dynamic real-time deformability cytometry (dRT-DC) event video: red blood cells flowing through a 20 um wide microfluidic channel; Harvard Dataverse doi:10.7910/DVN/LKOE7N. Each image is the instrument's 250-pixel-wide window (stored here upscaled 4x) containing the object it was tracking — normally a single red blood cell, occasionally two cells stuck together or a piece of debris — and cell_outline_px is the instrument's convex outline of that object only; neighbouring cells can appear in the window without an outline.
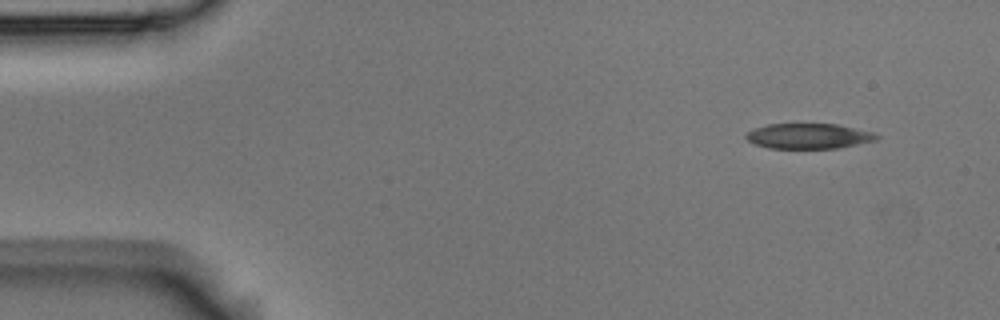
{"species": "Egyptian fruit bat (a non-hibernating species)", "species_latin": "Rousettus aegyptiacus", "temperature_condition": "room temperature", "stored_images_in_passage": 4, "camera_frame_rate_fps": 3000, "um_per_image_px": 0.085, "animal": {"sex": "male"}, "frame": {"image": 1, "passage_image": 1, "time_ms": 0.0, "image_size_px": [1000, 320], "cell_outline_px": [[880, 136], [876, 140], [836, 148], [768, 148], [756, 144], [748, 140], [744, 136], [748, 132], [756, 128], [768, 124], [840, 124], [872, 132]], "centroid_in_image_um": [68.74, 11.56], "position_along_channel_um": 16.3, "area_um2": 19.02}}
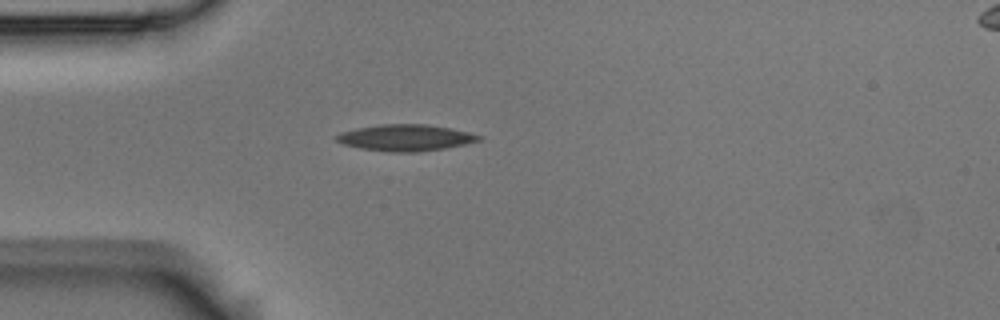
{"frame": {"image": 2, "passage_image": 4, "time_ms": 1.0, "image_size_px": [1000, 320], "cell_outline_px": [[484, 136], [480, 140], [464, 144], [444, 148], [416, 152], [388, 152], [360, 148], [344, 144], [336, 140], [332, 136], [340, 132], [356, 128], [380, 124], [424, 124], [452, 128]], "centroid_in_image_um": [34.44, 11.7], "position_along_channel_um": 50.6, "area_um2": 21.96}}